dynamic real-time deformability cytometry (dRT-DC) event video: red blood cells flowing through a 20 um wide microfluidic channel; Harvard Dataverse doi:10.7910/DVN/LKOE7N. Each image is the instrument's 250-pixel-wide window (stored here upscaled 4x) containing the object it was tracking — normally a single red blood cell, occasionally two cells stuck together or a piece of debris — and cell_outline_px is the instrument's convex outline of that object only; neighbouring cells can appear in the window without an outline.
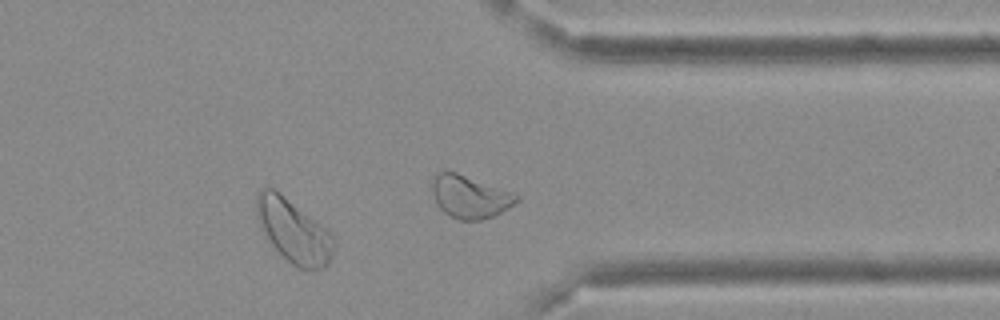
{"species": "Egyptian fruit bat (a non-hibernating species)", "species_latin": "Rousettus aegyptiacus", "temperature_condition": "cold", "stored_images_in_passage": 33, "camera_frame_rate_fps": 3000, "um_per_image_px": 0.085, "frame": {"image": 1, "passage_image": 24, "time_ms": 7.667, "image_size_px": [1000, 320], "cell_outline_px": [[336, 244], [332, 256], [328, 264], [316, 272], [296, 268], [268, 240], [260, 224], [256, 212], [256, 192], [260, 188], [272, 188], [320, 224], [336, 240]], "centroid_in_image_um": [24.97, 19.69], "position_along_channel_um": 386.4, "area_um2": 28.03}}